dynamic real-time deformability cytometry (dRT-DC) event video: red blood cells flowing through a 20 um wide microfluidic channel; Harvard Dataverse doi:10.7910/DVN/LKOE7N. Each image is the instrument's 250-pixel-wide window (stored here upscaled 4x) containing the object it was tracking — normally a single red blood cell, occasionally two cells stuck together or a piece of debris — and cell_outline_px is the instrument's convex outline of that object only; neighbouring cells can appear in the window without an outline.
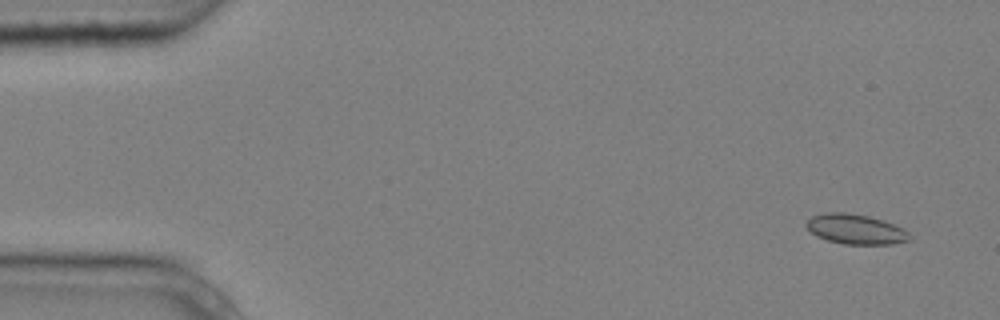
{"species": "common noctule bat (a hibernating species)", "species_latin": "Nyctalus noctula", "temperature_condition": "cold", "stored_images_in_passage": 5, "camera_frame_rate_fps": 3000, "um_per_image_px": 0.085, "animal": {"sex": "male", "body_mass_g": 20.4}, "frame": {"image": 1, "passage_image": 1, "time_ms": 0.0, "image_size_px": [1000, 320], "cell_outline_px": [[912, 240], [892, 244], [844, 244], [828, 240], [816, 236], [804, 224], [812, 216], [828, 212], [844, 212], [868, 216], [884, 220], [904, 228], [912, 236]], "centroid_in_image_um": [72.77, 19.48], "position_along_channel_um": 12.2, "area_um2": 18.09}}
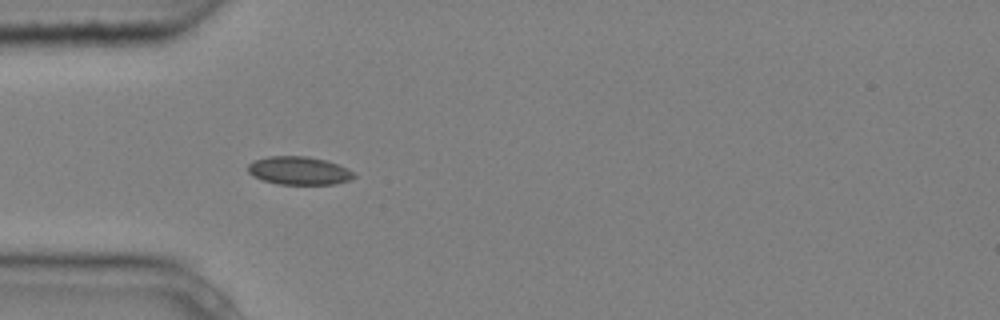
{"frame": {"image": 2, "passage_image": 4, "time_ms": 1.0, "image_size_px": [1000, 320], "cell_outline_px": [[356, 176], [348, 180], [336, 184], [276, 184], [252, 176], [248, 172], [248, 164], [252, 160], [268, 156], [308, 156], [324, 160], [348, 168]], "centroid_in_image_um": [25.37, 14.5], "position_along_channel_um": 59.6, "area_um2": 17.4}}
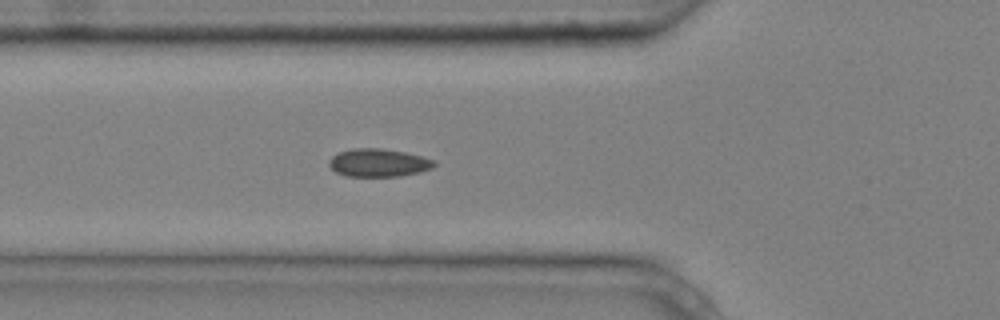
{"frame": {"image": 3, "passage_image": 5, "time_ms": 1.333, "image_size_px": [1000, 320], "cell_outline_px": [[436, 164], [432, 168], [420, 172], [400, 176], [348, 176], [336, 172], [328, 164], [328, 160], [332, 156], [340, 152], [352, 148], [380, 148], [404, 152], [436, 160]], "centroid_in_image_um": [32.18, 13.83], "position_along_channel_um": 93.6, "area_um2": 17.11}}